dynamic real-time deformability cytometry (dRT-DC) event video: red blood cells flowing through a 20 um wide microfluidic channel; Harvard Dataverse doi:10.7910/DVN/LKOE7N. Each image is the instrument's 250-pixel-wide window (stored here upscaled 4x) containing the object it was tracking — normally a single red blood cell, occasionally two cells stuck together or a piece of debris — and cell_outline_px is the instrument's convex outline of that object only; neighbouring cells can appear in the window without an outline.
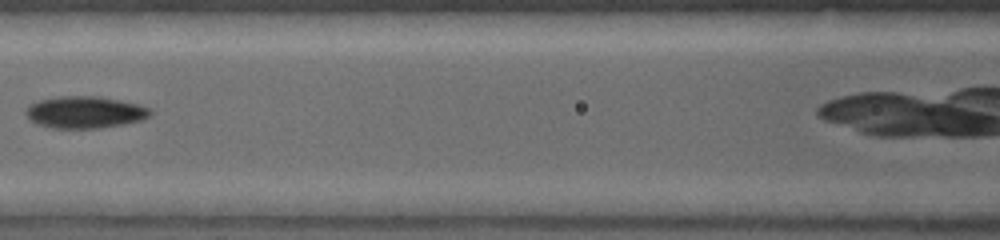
{"species": "common noctule bat (a hibernating species)", "species_latin": "Nyctalus noctula", "temperature_condition": "warm", "stored_images_in_passage": 12, "camera_frame_rate_fps": 5000, "um_per_image_px": 0.085, "animal": {"sex": "female", "body_mass_g": 19.0, "forearm_length_mm": 53.3}, "frame": {"image": 1, "passage_image": 7, "time_ms": 2.4, "image_size_px": [1000, 240], "cell_outline_px": [[152, 112], [144, 120], [124, 124], [100, 128], [52, 128], [36, 124], [28, 120], [24, 112], [32, 104], [40, 100], [60, 96], [100, 96], [140, 104], [148, 108]], "centroid_in_image_um": [7.22, 9.54], "position_along_channel_um": 159.4, "area_um2": 23.29}}
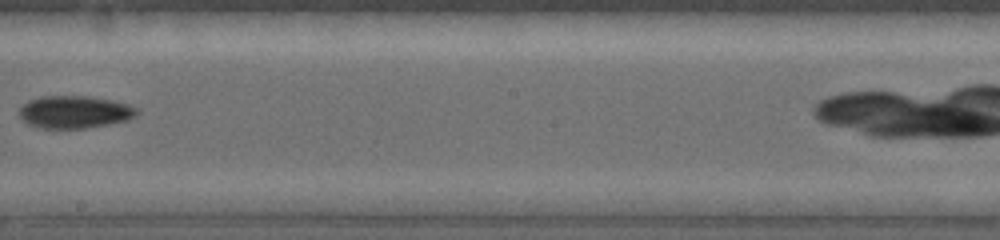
{"frame": {"image": 2, "passage_image": 10, "time_ms": 3.6, "image_size_px": [1000, 240], "cell_outline_px": [[140, 112], [136, 116], [128, 120], [108, 124], [84, 128], [40, 128], [28, 124], [20, 116], [20, 108], [28, 100], [40, 96], [88, 96], [112, 100], [128, 104], [136, 108]], "centroid_in_image_um": [6.36, 9.51], "position_along_channel_um": 241.8, "area_um2": 22.25}}